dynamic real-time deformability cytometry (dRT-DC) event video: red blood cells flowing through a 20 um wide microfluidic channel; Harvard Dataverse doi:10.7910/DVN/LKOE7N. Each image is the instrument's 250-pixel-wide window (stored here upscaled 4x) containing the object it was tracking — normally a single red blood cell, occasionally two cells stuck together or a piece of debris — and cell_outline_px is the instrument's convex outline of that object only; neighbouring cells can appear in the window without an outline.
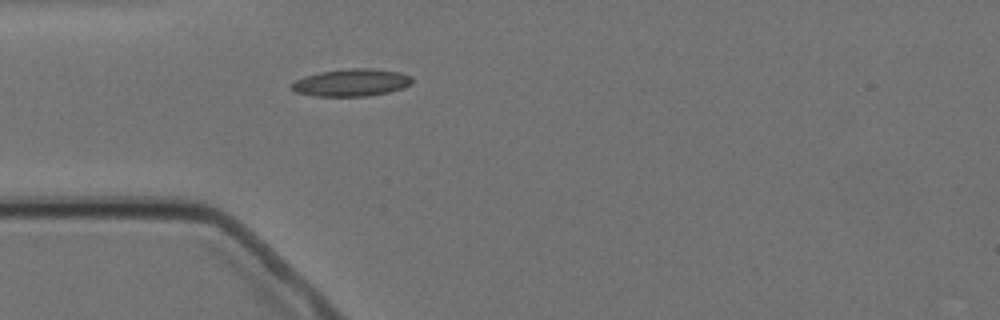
{"species": "Egyptian fruit bat (a non-hibernating species)", "species_latin": "Rousettus aegyptiacus", "temperature_condition": "cold", "stored_images_in_passage": 3, "camera_frame_rate_fps": 3000, "um_per_image_px": 0.085, "animal": {"sex": "female"}, "frame": {"image": 1, "passage_image": 3, "time_ms": 2.333, "image_size_px": [1000, 320], "cell_outline_px": [[412, 84], [404, 88], [388, 92], [368, 96], [316, 96], [296, 92], [288, 84], [304, 76], [320, 72], [344, 68], [372, 68], [400, 72], [412, 76]], "centroid_in_image_um": [29.88, 7.01], "position_along_channel_um": 55.1, "area_um2": 19.42}}